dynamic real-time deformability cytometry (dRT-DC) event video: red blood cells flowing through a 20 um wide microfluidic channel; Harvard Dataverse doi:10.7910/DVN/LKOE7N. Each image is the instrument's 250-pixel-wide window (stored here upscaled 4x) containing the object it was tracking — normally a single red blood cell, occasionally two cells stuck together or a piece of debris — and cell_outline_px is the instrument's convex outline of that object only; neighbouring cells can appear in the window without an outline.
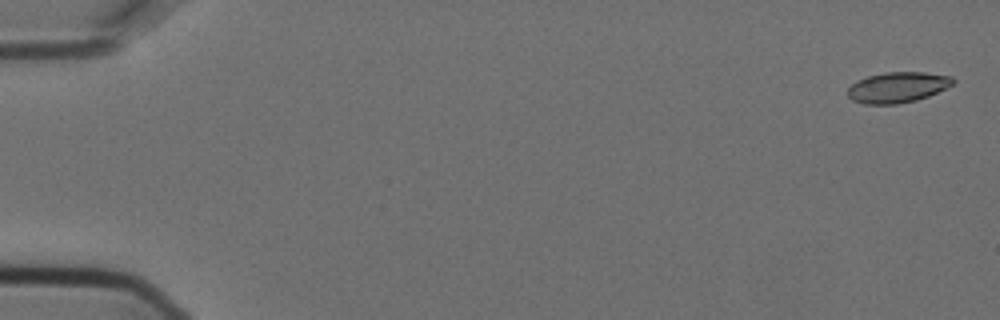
{"species": "Egyptian fruit bat (a non-hibernating species)", "species_latin": "Rousettus aegyptiacus", "temperature_condition": "cold", "stored_images_in_passage": 5, "camera_frame_rate_fps": 3000, "um_per_image_px": 0.085, "animal": {"sex": "female"}, "frame": {"image": 1, "passage_image": 1, "time_ms": 0.0, "image_size_px": [1000, 320], "cell_outline_px": [[956, 80], [952, 84], [928, 96], [916, 100], [896, 104], [864, 104], [852, 100], [848, 96], [848, 88], [852, 84], [868, 76], [884, 72], [924, 72], [952, 76]], "centroid_in_image_um": [76.29, 7.42], "position_along_channel_um": 8.7, "area_um2": 18.61}}
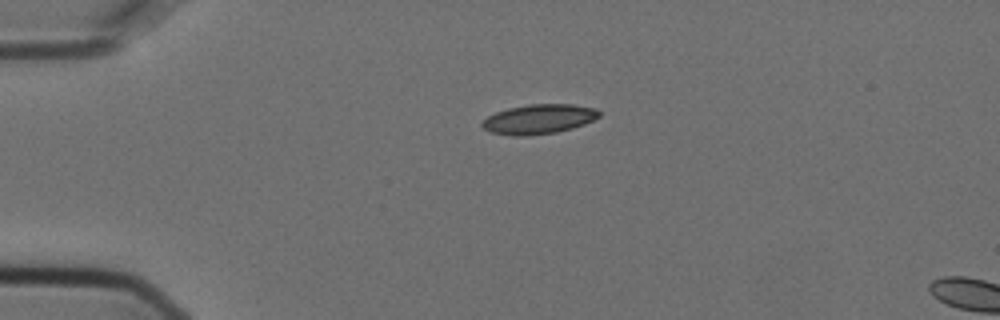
{"frame": {"image": 2, "passage_image": 4, "time_ms": 1.0, "image_size_px": [1000, 320], "cell_outline_px": [[600, 116], [584, 124], [572, 128], [556, 132], [528, 136], [512, 136], [488, 132], [480, 124], [488, 116], [496, 112], [508, 108], [528, 104], [572, 104], [596, 108], [600, 112]], "centroid_in_image_um": [45.78, 10.13], "position_along_channel_um": 39.2, "area_um2": 20.29}}